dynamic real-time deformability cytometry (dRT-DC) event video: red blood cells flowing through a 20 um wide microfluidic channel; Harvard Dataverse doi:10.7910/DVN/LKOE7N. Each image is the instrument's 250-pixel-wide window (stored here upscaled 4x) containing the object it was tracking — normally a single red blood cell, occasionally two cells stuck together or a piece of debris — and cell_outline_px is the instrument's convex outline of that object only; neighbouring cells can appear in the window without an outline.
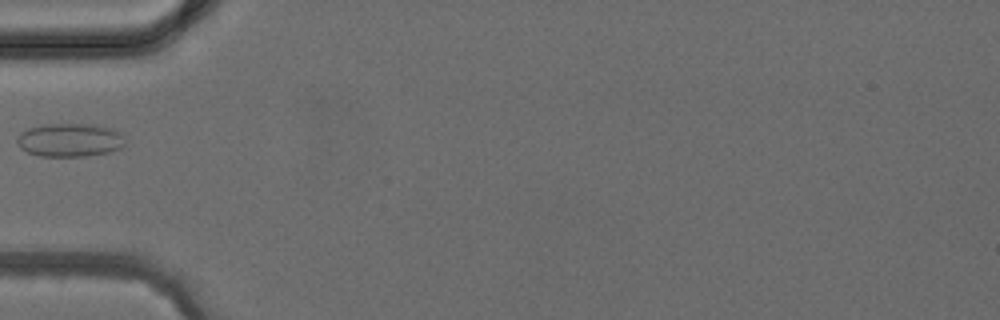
{"species": "common noctule bat (a hibernating species)", "species_latin": "Nyctalus noctula", "temperature_condition": "cold", "stored_images_in_passage": 5, "camera_frame_rate_fps": 3000, "um_per_image_px": 0.085, "animal": {"sex": "female", "body_mass_g": 24.6, "forearm_length_mm": 56.2}, "frame": {"image": 1, "passage_image": 5, "time_ms": 4.667, "image_size_px": [1000, 320], "cell_outline_px": [[124, 144], [120, 148], [108, 152], [84, 156], [40, 156], [28, 152], [20, 148], [16, 144], [16, 140], [20, 132], [28, 128], [44, 124], [92, 124], [112, 128], [120, 136]], "centroid_in_image_um": [5.85, 11.9], "position_along_channel_um": 79.1, "area_um2": 20.87}}